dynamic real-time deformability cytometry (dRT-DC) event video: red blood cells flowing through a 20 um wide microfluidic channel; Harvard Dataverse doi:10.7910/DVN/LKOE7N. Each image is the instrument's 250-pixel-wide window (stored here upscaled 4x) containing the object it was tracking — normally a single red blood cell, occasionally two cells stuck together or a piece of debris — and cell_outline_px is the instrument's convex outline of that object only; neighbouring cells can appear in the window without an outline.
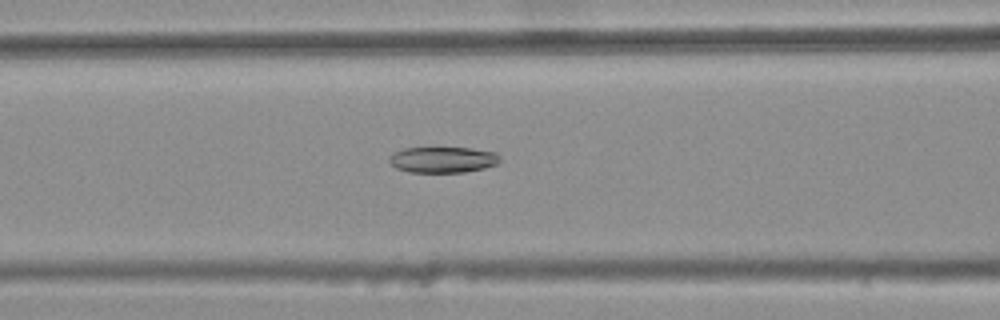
{"species": "common noctule bat (a hibernating species)", "species_latin": "Nyctalus noctula", "temperature_condition": "warm", "stored_images_in_passage": 47, "camera_frame_rate_fps": 3000, "um_per_image_px": 0.085, "animal": {"sex": "female", "body_mass_g": 25.1}, "frame": {"image": 1, "passage_image": 22, "time_ms": 7.0, "image_size_px": [1000, 320], "cell_outline_px": [[500, 164], [484, 168], [464, 172], [408, 172], [396, 168], [388, 160], [388, 156], [392, 152], [404, 148], [472, 148], [496, 152], [500, 156]], "centroid_in_image_um": [37.65, 13.57], "position_along_channel_um": 129.0, "area_um2": 16.94}}
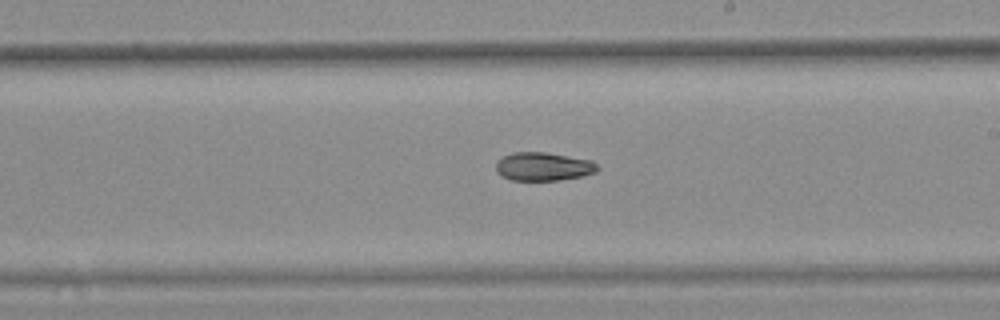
{"frame": {"image": 2, "passage_image": 31, "time_ms": 10.0, "image_size_px": [1000, 320], "cell_outline_px": [[600, 168], [596, 172], [584, 176], [560, 180], [512, 180], [500, 176], [496, 172], [496, 160], [512, 152], [544, 152], [592, 160]], "centroid_in_image_um": [46.18, 14.16], "position_along_channel_um": 242.8, "area_um2": 16.99}}
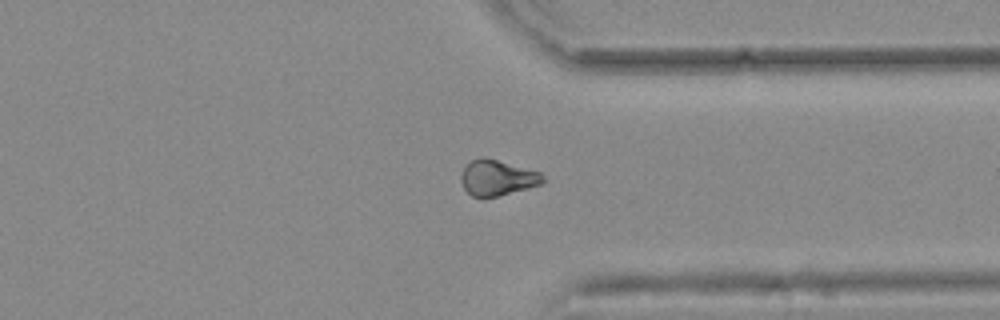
{"frame": {"image": 3, "passage_image": 41, "time_ms": 13.333, "image_size_px": [1000, 320], "cell_outline_px": [[548, 180], [540, 184], [528, 188], [480, 200], [472, 196], [464, 188], [460, 180], [460, 176], [464, 168], [472, 160], [484, 156], [540, 172]], "centroid_in_image_um": [42.26, 15.13], "position_along_channel_um": 369.1, "area_um2": 17.11}}